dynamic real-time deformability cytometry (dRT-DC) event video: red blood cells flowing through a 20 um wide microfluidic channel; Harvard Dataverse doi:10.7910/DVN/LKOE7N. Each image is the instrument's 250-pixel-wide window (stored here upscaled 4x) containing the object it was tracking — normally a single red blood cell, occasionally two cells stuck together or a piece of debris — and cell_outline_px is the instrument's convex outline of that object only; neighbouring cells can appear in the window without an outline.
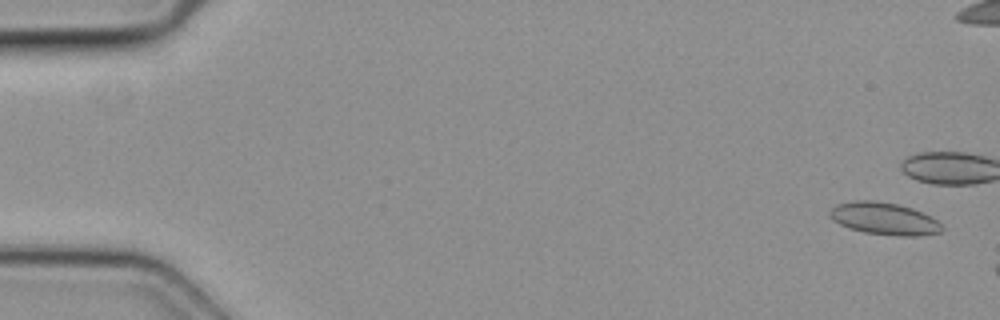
{"species": "common noctule bat (a hibernating species)", "species_latin": "Nyctalus noctula", "temperature_condition": "cold", "stored_images_in_passage": 3, "camera_frame_rate_fps": 3000, "um_per_image_px": 0.085, "animal": {"sex": "female", "body_mass_g": 19.3, "forearm_length_mm": 54.1}, "frame": {"image": 1, "passage_image": 1, "time_ms": 0.0, "image_size_px": [1000, 320], "cell_outline_px": [[944, 228], [940, 232], [920, 236], [900, 236], [864, 232], [848, 228], [832, 220], [828, 212], [836, 204], [856, 200], [876, 200], [896, 204], [912, 208], [936, 220]], "centroid_in_image_um": [75.12, 18.58], "position_along_channel_um": 9.9, "area_um2": 20.98}}